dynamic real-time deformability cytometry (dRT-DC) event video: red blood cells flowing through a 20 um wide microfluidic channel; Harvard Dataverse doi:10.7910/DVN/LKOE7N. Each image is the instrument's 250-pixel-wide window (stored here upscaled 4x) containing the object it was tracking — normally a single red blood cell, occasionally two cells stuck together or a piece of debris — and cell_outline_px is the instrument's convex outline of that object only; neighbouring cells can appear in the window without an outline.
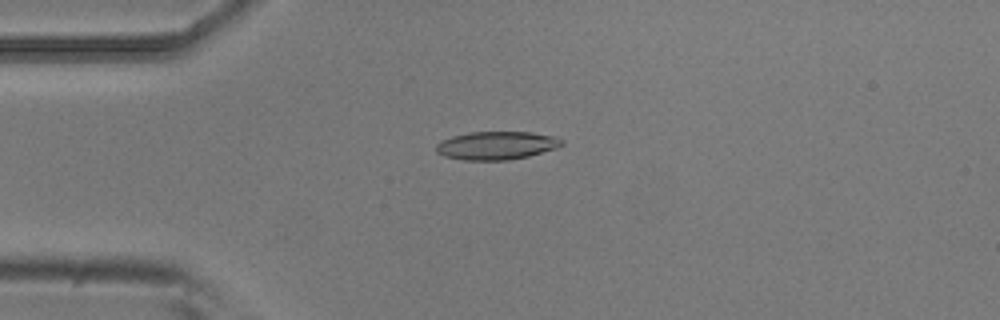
{"species": "common noctule bat (a hibernating species)", "species_latin": "Nyctalus noctula", "temperature_condition": "room temperature", "stored_images_in_passage": 6, "camera_frame_rate_fps": 3000, "um_per_image_px": 0.085, "animal": {"sex": "male", "body_mass_g": 20.5, "forearm_length_mm": 52.5}, "frame": {"image": 1, "passage_image": 4, "time_ms": 1.0, "image_size_px": [1000, 320], "cell_outline_px": [[564, 144], [556, 148], [528, 156], [508, 160], [464, 160], [444, 156], [436, 152], [436, 144], [440, 140], [452, 136], [472, 132], [532, 132], [556, 136], [564, 140]], "centroid_in_image_um": [42.21, 12.36], "position_along_channel_um": 42.8, "area_um2": 20.75}}
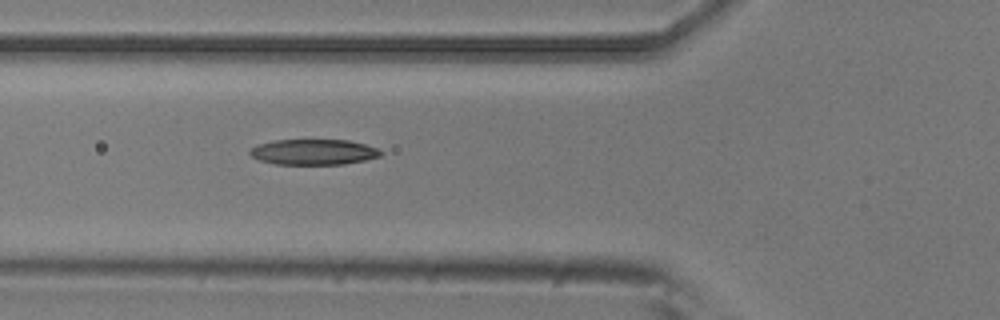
{"frame": {"image": 2, "passage_image": 6, "time_ms": 1.667, "image_size_px": [1000, 320], "cell_outline_px": [[384, 152], [380, 156], [364, 160], [344, 164], [276, 164], [260, 160], [252, 156], [248, 152], [256, 144], [276, 140], [348, 140], [364, 144], [376, 148]], "centroid_in_image_um": [26.65, 12.92], "position_along_channel_um": 99.2, "area_um2": 19.36}}